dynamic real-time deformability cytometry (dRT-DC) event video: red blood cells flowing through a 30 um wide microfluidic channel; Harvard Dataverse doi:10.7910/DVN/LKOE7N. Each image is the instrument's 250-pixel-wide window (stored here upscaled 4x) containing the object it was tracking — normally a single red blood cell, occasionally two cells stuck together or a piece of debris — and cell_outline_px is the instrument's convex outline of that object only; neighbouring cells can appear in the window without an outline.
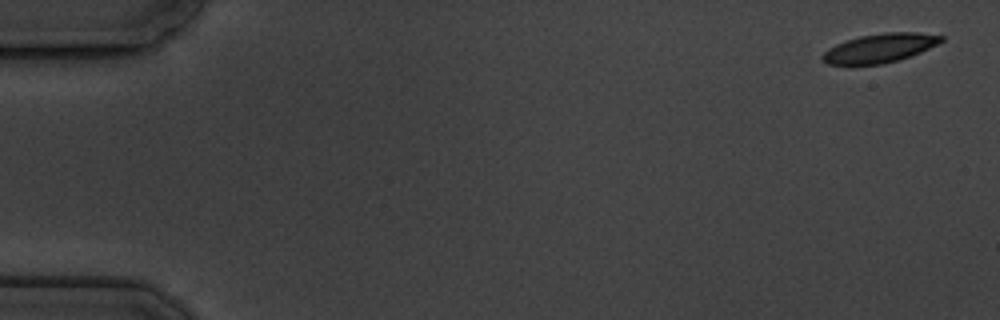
{"species": "common noctule bat (a hibernating species)", "species_latin": "Nyctalus noctula", "temperature_condition": "cold", "stored_images_in_passage": 5, "camera_frame_rate_fps": 3000, "um_per_image_px": 0.085, "animal": {"sex": "male", "body_mass_g": 19.5, "forearm_length_mm": 54.6}, "frame": {"image": 1, "passage_image": 1, "time_ms": 0.0, "image_size_px": [1000, 320], "cell_outline_px": [[944, 40], [920, 52], [896, 60], [880, 64], [848, 68], [828, 64], [820, 56], [828, 48], [836, 44], [860, 36], [884, 32], [916, 32], [944, 36]], "centroid_in_image_um": [74.68, 4.13], "position_along_channel_um": 10.3, "area_um2": 20.35}}
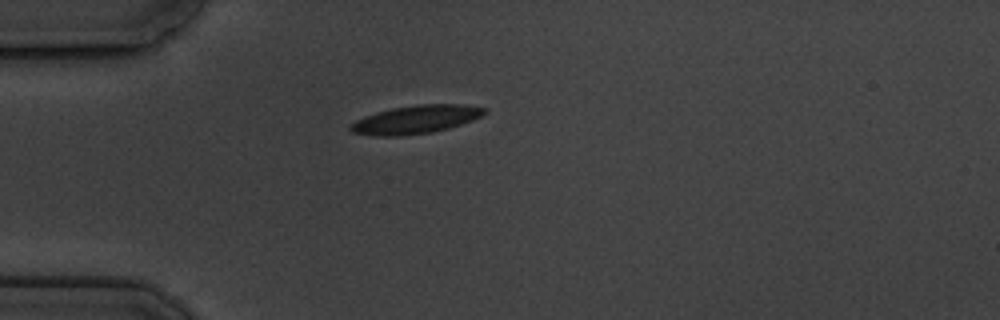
{"frame": {"image": 2, "passage_image": 5, "time_ms": 4.667, "image_size_px": [1000, 320], "cell_outline_px": [[488, 112], [472, 120], [448, 128], [432, 132], [400, 136], [376, 136], [352, 132], [348, 128], [356, 120], [364, 116], [376, 112], [392, 108], [416, 104], [464, 104], [488, 108]], "centroid_in_image_um": [35.35, 10.14], "position_along_channel_um": 49.6, "area_um2": 22.08}}